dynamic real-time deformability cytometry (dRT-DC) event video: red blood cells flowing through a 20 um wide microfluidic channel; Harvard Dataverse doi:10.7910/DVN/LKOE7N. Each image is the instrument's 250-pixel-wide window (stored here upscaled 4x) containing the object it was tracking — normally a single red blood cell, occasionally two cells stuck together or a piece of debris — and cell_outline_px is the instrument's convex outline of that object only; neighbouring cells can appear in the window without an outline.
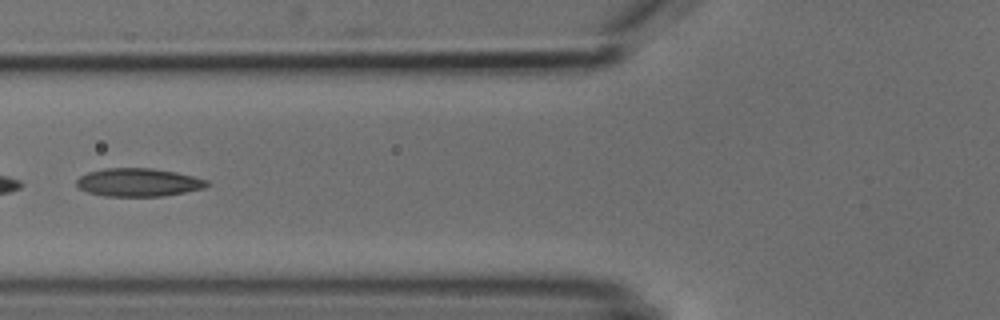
{"species": "common noctule bat (a hibernating species)", "species_latin": "Nyctalus noctula", "temperature_condition": "cold", "stored_images_in_passage": 7, "camera_frame_rate_fps": 3000, "um_per_image_px": 0.085, "animal": {"sex": "male", "body_mass_g": 18.8}, "frame": {"image": 1, "passage_image": 6, "time_ms": 6.0, "image_size_px": [1000, 320], "cell_outline_px": [[212, 184], [204, 188], [164, 196], [104, 196], [88, 192], [80, 188], [76, 184], [76, 180], [80, 176], [88, 172], [104, 168], [152, 168], [176, 172], [208, 180]], "centroid_in_image_um": [11.78, 15.5], "position_along_channel_um": 114.0, "area_um2": 21.44}}
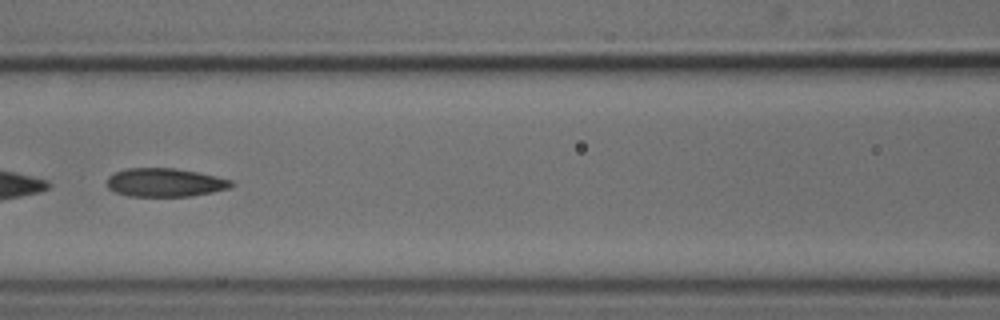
{"frame": {"image": 2, "passage_image": 7, "time_ms": 7.0, "image_size_px": [1000, 320], "cell_outline_px": [[236, 184], [232, 188], [212, 192], [188, 196], [128, 196], [116, 192], [108, 188], [108, 176], [116, 172], [128, 168], [176, 168], [216, 176], [232, 180]], "centroid_in_image_um": [14.07, 15.51], "position_along_channel_um": 152.5, "area_um2": 20.63}}